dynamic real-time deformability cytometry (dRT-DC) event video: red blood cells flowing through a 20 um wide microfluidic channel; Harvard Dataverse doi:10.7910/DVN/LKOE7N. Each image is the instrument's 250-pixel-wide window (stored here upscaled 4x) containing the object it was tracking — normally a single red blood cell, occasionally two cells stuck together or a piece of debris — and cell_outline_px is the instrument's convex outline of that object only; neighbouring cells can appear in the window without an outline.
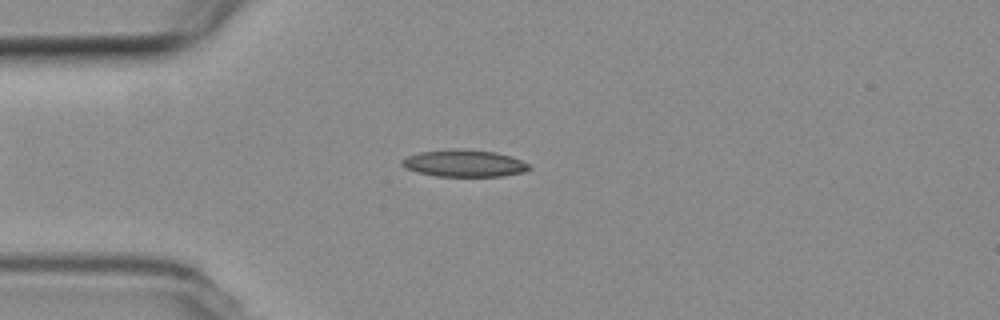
{"species": "common noctule bat (a hibernating species)", "species_latin": "Nyctalus noctula", "temperature_condition": "room temperature", "stored_images_in_passage": 44, "camera_frame_rate_fps": 3000, "um_per_image_px": 0.085, "animal": {"sex": "female", "body_mass_g": 19.3, "forearm_length_mm": 54.1}, "frame": {"image": 1, "passage_image": 3, "time_ms": 0.667, "image_size_px": [1000, 320], "cell_outline_px": [[532, 168], [524, 172], [500, 176], [436, 176], [420, 172], [408, 168], [400, 164], [400, 160], [408, 156], [420, 152], [452, 148], [456, 148], [496, 152], [512, 156], [528, 164]], "centroid_in_image_um": [39.47, 13.87], "position_along_channel_um": 45.5, "area_um2": 19.94}}
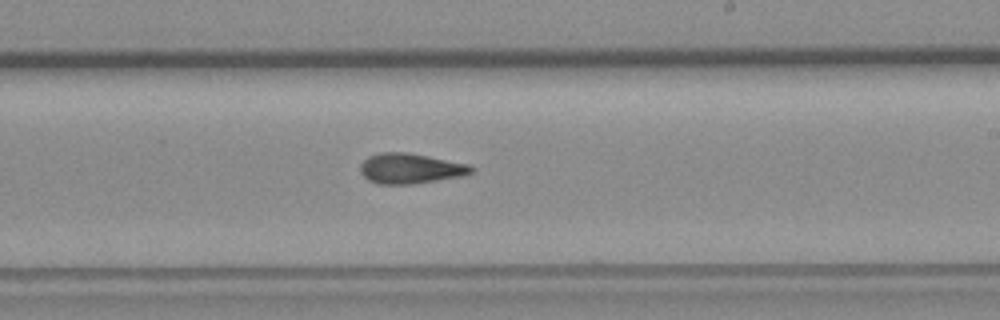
{"frame": {"image": 2, "passage_image": 21, "time_ms": 6.667, "image_size_px": [1000, 320], "cell_outline_px": [[476, 168], [472, 172], [464, 176], [412, 184], [380, 184], [368, 180], [360, 172], [360, 164], [368, 156], [380, 152], [408, 152], [472, 164]], "centroid_in_image_um": [34.92, 14.31], "position_along_channel_um": 254.1, "area_um2": 19.88}}
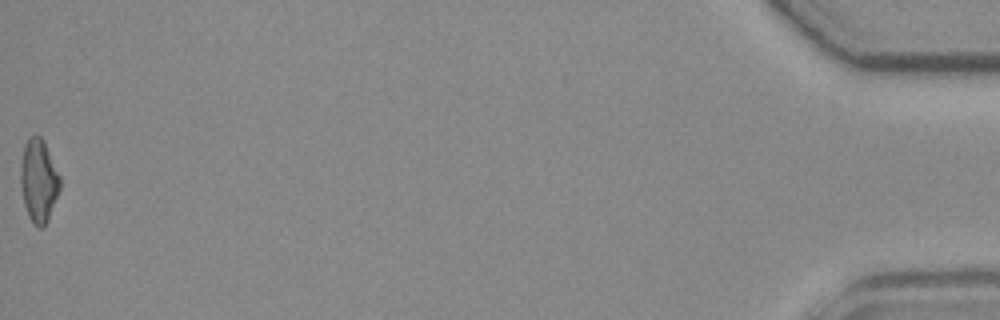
{"frame": {"image": 3, "passage_image": 44, "time_ms": 14.333, "image_size_px": [1000, 320], "cell_outline_px": [[60, 188], [48, 220], [40, 228], [36, 228], [32, 224], [28, 216], [24, 204], [20, 184], [20, 164], [24, 144], [28, 136], [40, 136], [44, 140], [60, 176]], "centroid_in_image_um": [3.27, 15.35], "position_along_channel_um": 431.9, "area_um2": 19.25}, "authors_computed_cell_mechanics": {"area_um2": 19.0162, "velocity_mm_per_s": 3.7308, "shape_relaxation_time_tau1_ms": 10.4871, "shape_relaxation_time_tau2_ms": 2.8902, "deformation_change_tau1": 0.2433, "deformation_change_tau2": 0.1191}}